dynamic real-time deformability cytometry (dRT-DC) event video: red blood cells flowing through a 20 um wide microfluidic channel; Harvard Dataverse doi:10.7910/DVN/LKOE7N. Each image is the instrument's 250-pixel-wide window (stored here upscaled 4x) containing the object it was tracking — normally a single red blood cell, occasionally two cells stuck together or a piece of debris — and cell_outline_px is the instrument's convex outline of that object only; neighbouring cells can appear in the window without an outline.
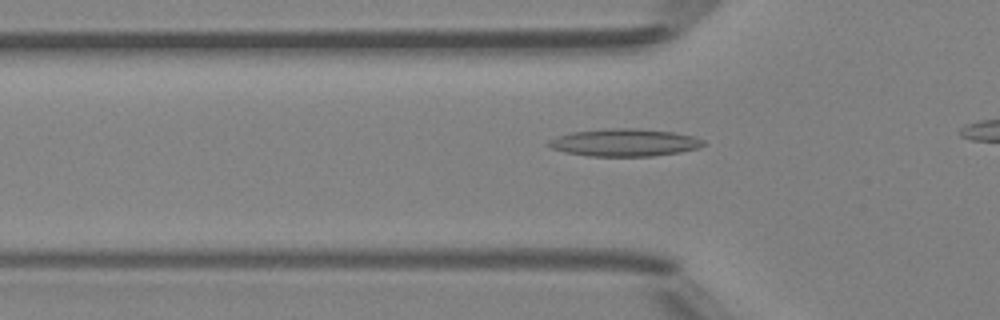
{"species": "Egyptian fruit bat (a non-hibernating species)", "species_latin": "Rousettus aegyptiacus", "temperature_condition": "room temperature", "stored_images_in_passage": 31, "camera_frame_rate_fps": 3000, "um_per_image_px": 0.085, "animal": {"sex": "female"}, "frame": {"image": 1, "passage_image": 7, "time_ms": 2.0, "image_size_px": [1000, 320], "cell_outline_px": [[704, 144], [700, 148], [680, 152], [652, 156], [588, 156], [564, 152], [552, 148], [544, 144], [548, 140], [556, 136], [572, 132], [608, 128], [636, 128], [672, 132], [692, 136], [704, 140]], "centroid_in_image_um": [53.04, 12.12], "position_along_channel_um": 72.8, "area_um2": 24.91}}
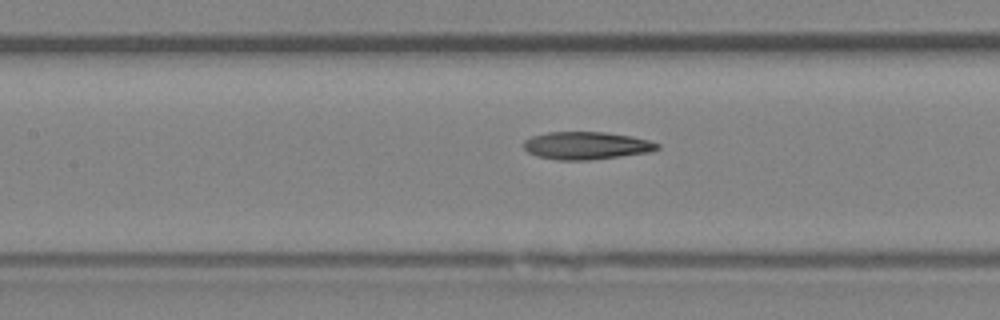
{"frame": {"image": 2, "passage_image": 13, "time_ms": 4.0, "image_size_px": [1000, 320], "cell_outline_px": [[660, 148], [652, 152], [592, 160], [556, 160], [536, 156], [528, 152], [524, 148], [524, 140], [532, 136], [548, 132], [604, 132], [632, 136], [648, 140], [660, 144]], "centroid_in_image_um": [49.86, 12.38], "position_along_channel_um": 157.5, "area_um2": 21.73}}
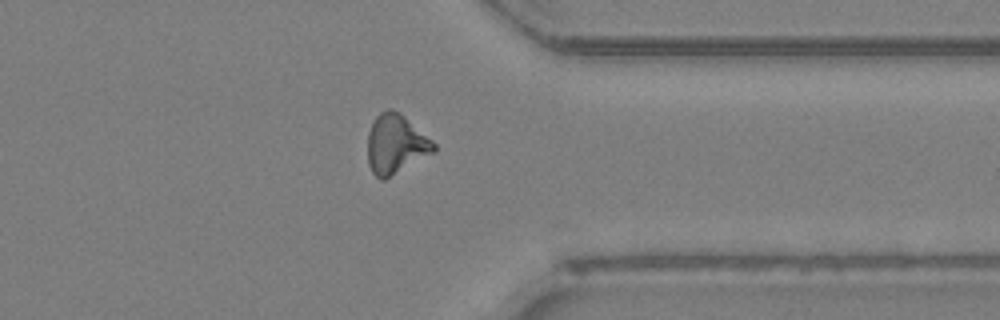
{"frame": {"image": 3, "passage_image": 29, "time_ms": 9.333, "image_size_px": [1000, 320], "cell_outline_px": [[436, 152], [384, 180], [380, 180], [372, 172], [368, 164], [368, 132], [372, 120], [380, 112], [388, 108], [392, 108], [400, 112], [432, 140], [436, 144]], "centroid_in_image_um": [33.64, 12.25], "position_along_channel_um": 377.8, "area_um2": 23.18}}